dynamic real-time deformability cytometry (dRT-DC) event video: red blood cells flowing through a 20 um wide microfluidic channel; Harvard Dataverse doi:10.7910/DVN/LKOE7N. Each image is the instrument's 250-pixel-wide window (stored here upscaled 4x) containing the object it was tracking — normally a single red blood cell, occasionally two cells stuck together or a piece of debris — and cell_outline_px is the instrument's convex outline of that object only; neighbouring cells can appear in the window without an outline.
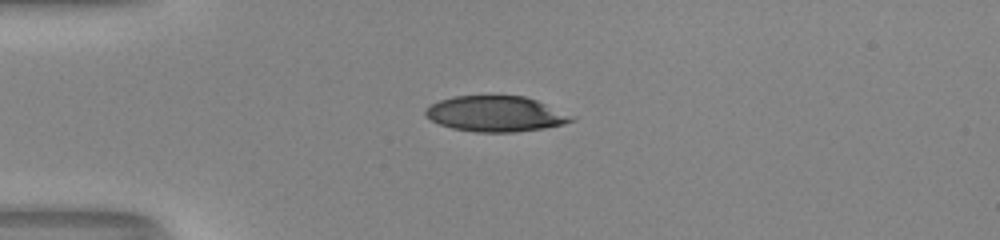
{"species": "human", "species_latin": "Homo sapiens", "temperature_condition": "room temperature", "stored_images_in_passage": 39, "camera_frame_rate_fps": 3000, "um_per_image_px": 0.085, "donor": {"sex": "male"}, "frame": {"image": 1, "passage_image": 1, "time_ms": 0.0, "image_size_px": [1000, 240], "cell_outline_px": [[576, 120], [544, 128], [516, 132], [476, 132], [452, 128], [440, 124], [424, 116], [424, 112], [432, 104], [440, 100], [452, 96], [524, 96], [536, 100], [576, 116]], "centroid_in_image_um": [42.15, 9.68], "position_along_channel_um": 42.9, "area_um2": 30.17}}
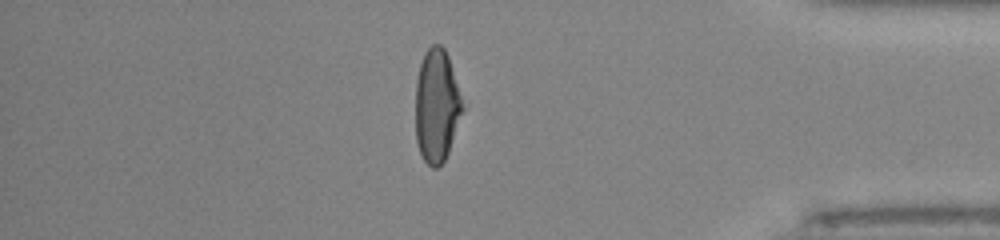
{"frame": {"image": 2, "passage_image": 32, "time_ms": 10.333, "image_size_px": [1000, 240], "cell_outline_px": [[464, 108], [448, 152], [444, 160], [436, 168], [432, 168], [424, 160], [420, 152], [416, 140], [416, 80], [420, 64], [424, 52], [432, 44], [440, 44], [444, 48], [448, 56]], "centroid_in_image_um": [37.1, 8.98], "position_along_channel_um": 398.1, "area_um2": 30.69}}
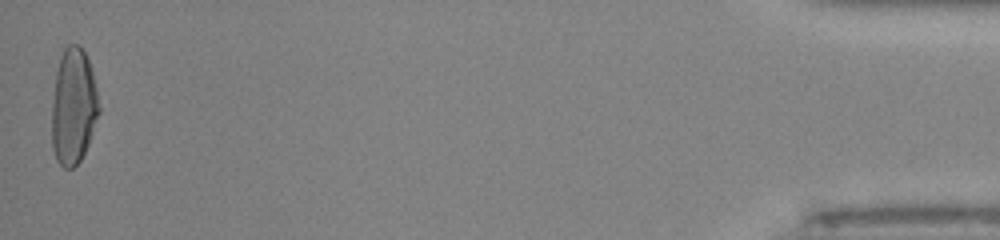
{"frame": {"image": 3, "passage_image": 39, "time_ms": 12.667, "image_size_px": [1000, 240], "cell_outline_px": [[100, 112], [88, 144], [80, 160], [72, 168], [64, 168], [56, 160], [52, 148], [52, 104], [56, 72], [60, 56], [64, 48], [68, 44], [80, 44], [92, 68], [100, 108]], "centroid_in_image_um": [6.24, 9.04], "position_along_channel_um": 429.0, "area_um2": 32.02}, "authors_computed_cell_mechanics": {"area_um2": 32.7726, "velocity_mm_per_s": 4.041, "shape_relaxation_time_tau1_ms": 7.9806, "shape_relaxation_time_tau2_ms": 1.2162, "deformation_change_tau1": 0.2787, "deformation_change_tau2": 0.076}}